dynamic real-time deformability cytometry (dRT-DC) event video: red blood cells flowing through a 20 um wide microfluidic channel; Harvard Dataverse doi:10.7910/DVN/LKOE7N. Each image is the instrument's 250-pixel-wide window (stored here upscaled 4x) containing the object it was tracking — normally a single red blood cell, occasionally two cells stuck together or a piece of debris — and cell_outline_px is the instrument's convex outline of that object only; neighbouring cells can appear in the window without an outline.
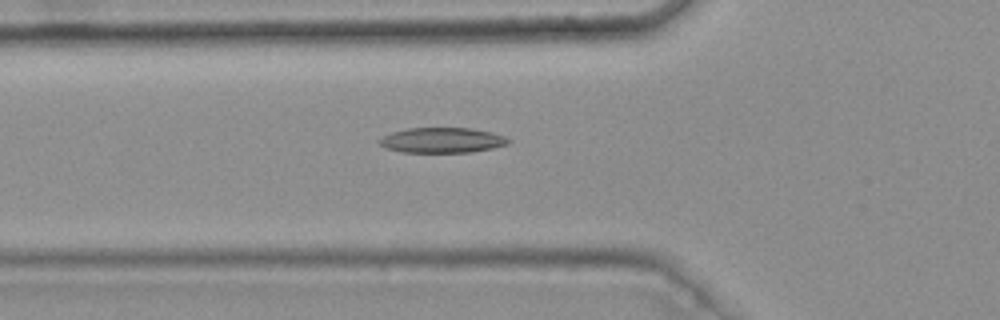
{"species": "common noctule bat (a hibernating species)", "species_latin": "Nyctalus noctula", "temperature_condition": "warm", "stored_images_in_passage": 31, "camera_frame_rate_fps": 3000, "um_per_image_px": 0.085, "animal": {"sex": "female", "body_mass_g": 25.1}, "frame": {"image": 1, "passage_image": 2, "time_ms": 0.333, "image_size_px": [1000, 320], "cell_outline_px": [[512, 140], [508, 144], [492, 148], [472, 152], [400, 152], [388, 148], [380, 144], [376, 140], [392, 132], [408, 128], [472, 128], [492, 132], [504, 136]], "centroid_in_image_um": [37.6, 11.91], "position_along_channel_um": 88.2, "area_um2": 18.96}}
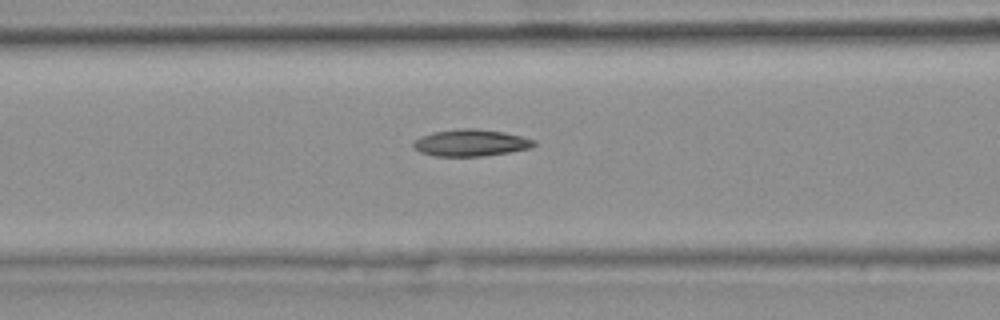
{"frame": {"image": 2, "passage_image": 5, "time_ms": 1.333, "image_size_px": [1000, 320], "cell_outline_px": [[536, 144], [532, 148], [484, 156], [436, 156], [420, 152], [412, 144], [420, 136], [432, 132], [456, 128], [476, 128], [504, 132], [536, 140]], "centroid_in_image_um": [40.03, 12.13], "position_along_channel_um": 126.6, "area_um2": 18.9}}
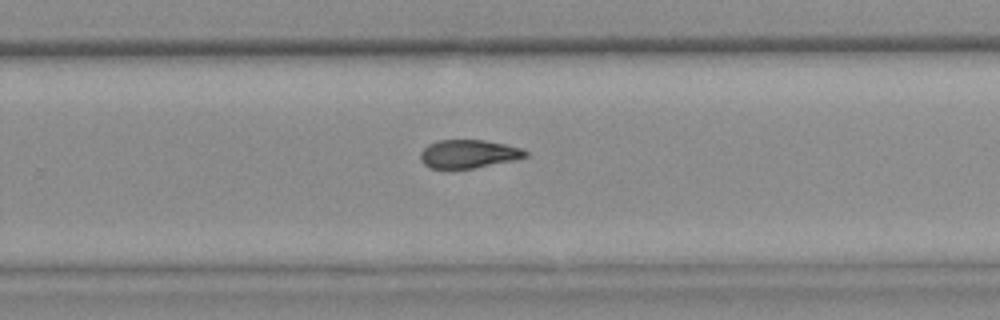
{"frame": {"image": 3, "passage_image": 18, "time_ms": 5.667, "image_size_px": [1000, 320], "cell_outline_px": [[528, 156], [512, 160], [472, 168], [428, 168], [420, 160], [420, 152], [428, 144], [436, 140], [484, 140], [504, 144], [520, 148], [528, 152]], "centroid_in_image_um": [39.77, 13.07], "position_along_channel_um": 290.0, "area_um2": 17.17}}